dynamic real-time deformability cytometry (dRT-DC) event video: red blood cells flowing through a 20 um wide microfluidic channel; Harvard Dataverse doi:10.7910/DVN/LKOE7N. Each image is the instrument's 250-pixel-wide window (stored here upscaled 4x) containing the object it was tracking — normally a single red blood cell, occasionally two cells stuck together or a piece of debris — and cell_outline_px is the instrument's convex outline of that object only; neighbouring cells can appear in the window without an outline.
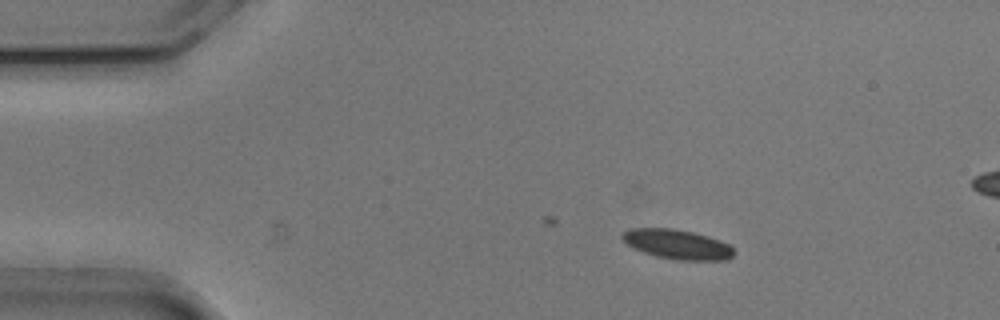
{"species": "common noctule bat (a hibernating species)", "species_latin": "Nyctalus noctula", "temperature_condition": "cold", "stored_images_in_passage": 21, "camera_frame_rate_fps": 3000, "um_per_image_px": 0.085, "animal": {"sex": "male", "body_mass_g": 20.5, "forearm_length_mm": 52.5}, "frame": {"image": 1, "passage_image": 1, "time_ms": 0.0, "image_size_px": [1000, 320], "cell_outline_px": [[736, 252], [728, 260], [676, 260], [656, 256], [644, 252], [628, 244], [620, 236], [628, 228], [672, 228], [692, 232], [708, 236], [732, 244]], "centroid_in_image_um": [57.63, 20.76], "position_along_channel_um": 27.4, "area_um2": 19.36}}
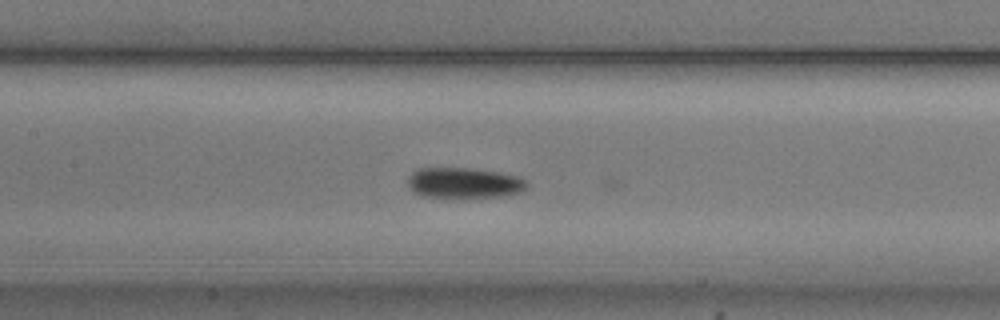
{"frame": {"image": 2, "passage_image": 17, "time_ms": 5.333, "image_size_px": [1000, 320], "cell_outline_px": [[528, 188], [520, 192], [500, 196], [424, 196], [412, 192], [408, 184], [408, 176], [416, 168], [472, 168], [520, 176], [528, 180]], "centroid_in_image_um": [39.46, 15.52], "position_along_channel_um": 167.9, "area_um2": 21.04}}
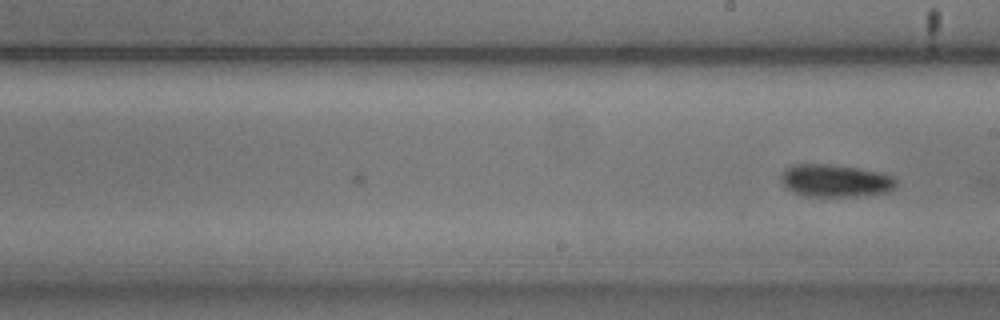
{"frame": {"image": 3, "passage_image": 21, "time_ms": 6.667, "image_size_px": [1000, 320], "cell_outline_px": [[896, 188], [888, 192], [856, 196], [808, 196], [796, 192], [788, 188], [780, 180], [780, 176], [784, 168], [796, 164], [832, 164], [856, 168], [876, 172], [892, 176], [896, 180]], "centroid_in_image_um": [70.99, 15.35], "position_along_channel_um": 218.0, "area_um2": 21.62}}